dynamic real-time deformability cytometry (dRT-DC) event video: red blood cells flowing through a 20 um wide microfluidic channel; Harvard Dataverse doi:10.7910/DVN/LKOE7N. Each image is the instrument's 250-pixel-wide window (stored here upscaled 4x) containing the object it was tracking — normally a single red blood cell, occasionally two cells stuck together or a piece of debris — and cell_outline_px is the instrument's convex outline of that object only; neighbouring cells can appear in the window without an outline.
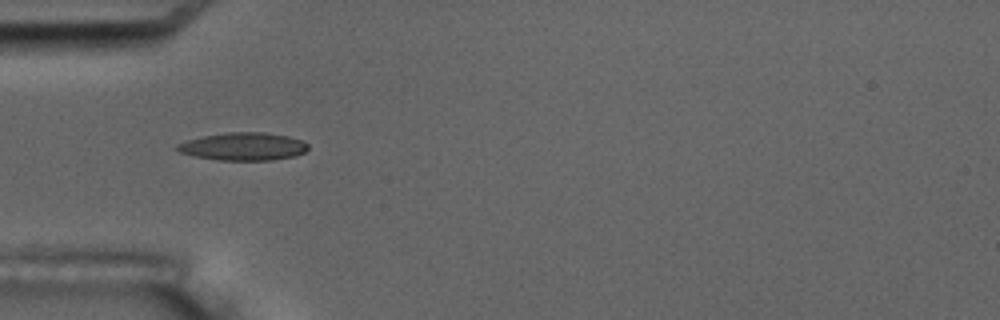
{"species": "common noctule bat (a hibernating species)", "species_latin": "Nyctalus noctula", "temperature_condition": "room temperature", "stored_images_in_passage": 8, "camera_frame_rate_fps": 3000, "um_per_image_px": 0.085, "animal": {"sex": "male", "body_mass_g": 17.5, "forearm_length_mm": 52.3}, "frame": {"image": 1, "passage_image": 5, "time_ms": 5.333, "image_size_px": [1000, 320], "cell_outline_px": [[308, 148], [304, 152], [296, 156], [272, 160], [220, 160], [196, 156], [180, 152], [176, 148], [176, 144], [188, 140], [204, 136], [228, 132], [264, 132], [288, 136], [300, 140], [308, 144]], "centroid_in_image_um": [20.71, 12.45], "position_along_channel_um": 64.3, "area_um2": 21.04}}
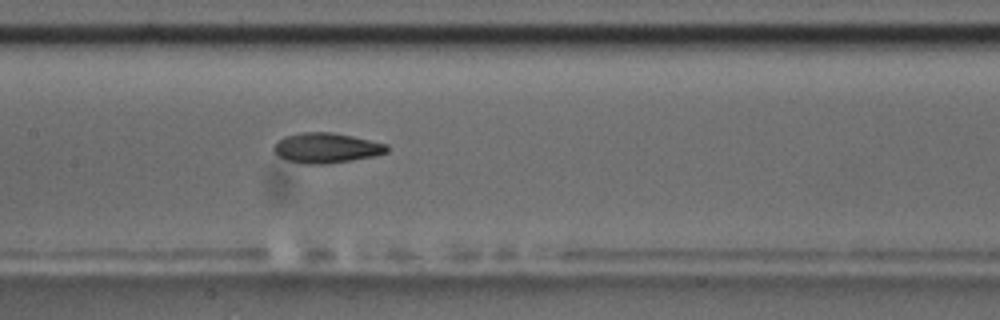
{"frame": {"image": 2, "passage_image": 8, "time_ms": 8.667, "image_size_px": [1000, 320], "cell_outline_px": [[388, 152], [372, 156], [324, 164], [304, 164], [288, 160], [280, 156], [272, 148], [284, 136], [300, 132], [332, 132], [352, 136], [388, 144]], "centroid_in_image_um": [27.74, 12.56], "position_along_channel_um": 179.7, "area_um2": 19.54}}